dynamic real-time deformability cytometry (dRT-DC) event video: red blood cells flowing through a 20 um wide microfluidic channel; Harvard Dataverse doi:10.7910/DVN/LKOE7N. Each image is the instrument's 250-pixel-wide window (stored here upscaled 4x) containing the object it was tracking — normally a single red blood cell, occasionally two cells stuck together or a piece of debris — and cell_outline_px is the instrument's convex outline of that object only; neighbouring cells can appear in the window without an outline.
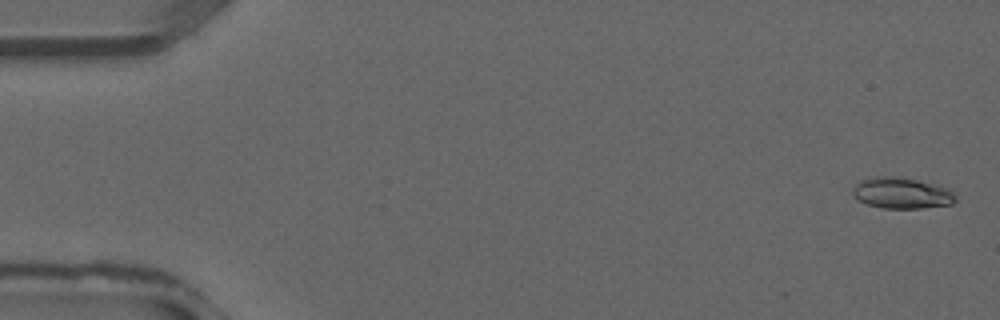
{"species": "common noctule bat (a hibernating species)", "species_latin": "Nyctalus noctula", "temperature_condition": "warm", "stored_images_in_passage": 37, "camera_frame_rate_fps": 3000, "um_per_image_px": 0.085, "animal": {"sex": "male", "forearm_length_mm": 52.5}, "frame": {"image": 1, "passage_image": 1, "time_ms": 0.0, "image_size_px": [1000, 320], "cell_outline_px": [[956, 200], [952, 204], [920, 208], [884, 208], [868, 204], [856, 200], [852, 196], [852, 188], [856, 184], [872, 176], [900, 176], [940, 184], [948, 188], [956, 196]], "centroid_in_image_um": [76.65, 16.39], "position_along_channel_um": 8.3, "area_um2": 18.96}}
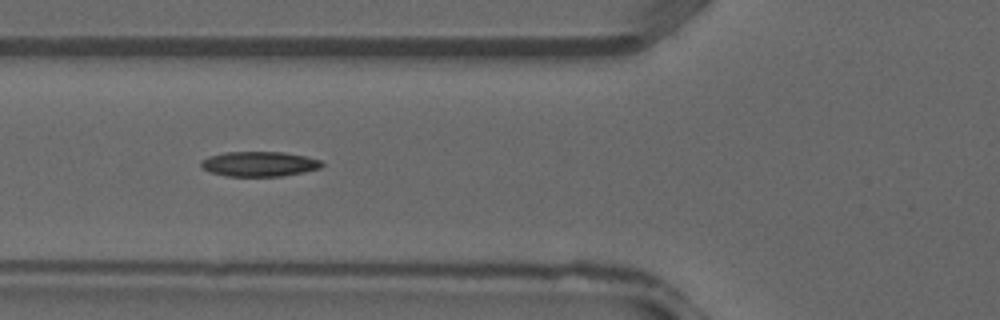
{"frame": {"image": 2, "passage_image": 14, "time_ms": 4.333, "image_size_px": [1000, 320], "cell_outline_px": [[324, 164], [320, 168], [304, 172], [280, 176], [228, 176], [212, 172], [200, 168], [200, 160], [208, 156], [224, 152], [284, 152], [304, 156], [320, 160]], "centroid_in_image_um": [22.0, 13.93], "position_along_channel_um": 103.8, "area_um2": 17.57}}
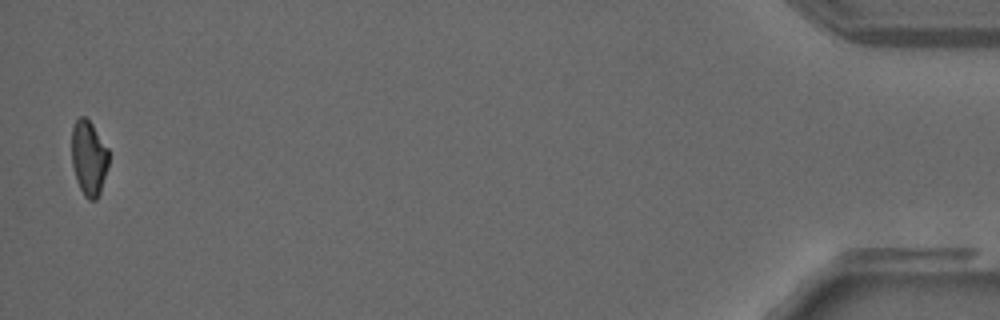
{"frame": {"image": 3, "passage_image": 37, "time_ms": 12.0, "image_size_px": [1000, 320], "cell_outline_px": [[108, 168], [100, 192], [96, 200], [88, 200], [84, 196], [76, 180], [72, 164], [72, 128], [76, 120], [80, 116], [84, 116], [92, 124], [108, 148]], "centroid_in_image_um": [7.55, 13.44], "position_along_channel_um": 427.7, "area_um2": 16.18}}